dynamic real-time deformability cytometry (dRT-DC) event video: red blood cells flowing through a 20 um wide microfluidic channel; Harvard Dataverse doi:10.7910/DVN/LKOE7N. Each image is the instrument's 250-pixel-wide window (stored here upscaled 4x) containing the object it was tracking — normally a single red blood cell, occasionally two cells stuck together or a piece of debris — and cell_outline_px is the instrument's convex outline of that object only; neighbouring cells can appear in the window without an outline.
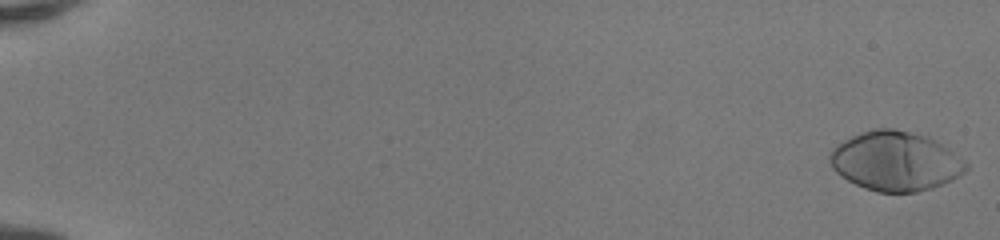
{"species": "human", "species_latin": "Homo sapiens", "temperature_condition": "room temperature", "stored_images_in_passage": 51, "camera_frame_rate_fps": 3000, "um_per_image_px": 0.085, "donor": {"sex": "female"}, "frame": {"image": 1, "passage_image": 1, "time_ms": 0.0, "image_size_px": [1000, 240], "cell_outline_px": [[968, 168], [964, 172], [952, 180], [932, 188], [916, 192], [876, 192], [864, 188], [840, 176], [832, 168], [828, 160], [828, 156], [832, 148], [844, 140], [860, 132], [872, 128], [892, 128], [928, 136], [936, 140], [964, 160], [968, 164]], "centroid_in_image_um": [76.09, 13.69], "position_along_channel_um": 8.9, "area_um2": 47.22}}
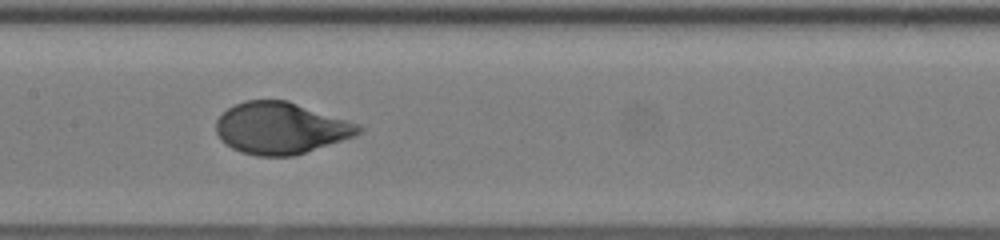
{"frame": {"image": 2, "passage_image": 28, "time_ms": 9.0, "image_size_px": [1000, 240], "cell_outline_px": [[364, 128], [356, 136], [292, 156], [256, 156], [240, 152], [224, 144], [220, 140], [216, 132], [216, 120], [228, 108], [236, 104], [248, 100], [288, 100], [360, 124]], "centroid_in_image_um": [23.86, 10.89], "position_along_channel_um": 183.5, "area_um2": 43.0}}
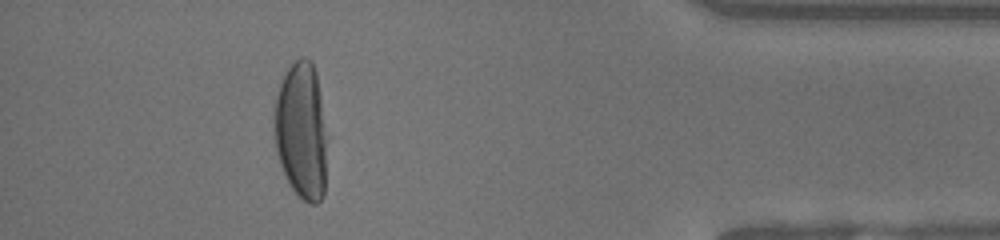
{"frame": {"image": 3, "passage_image": 47, "time_ms": 15.333, "image_size_px": [1000, 240], "cell_outline_px": [[328, 136], [324, 196], [316, 204], [308, 204], [288, 184], [280, 164], [276, 148], [272, 128], [276, 96], [284, 72], [300, 56], [304, 56], [312, 60], [316, 72]], "centroid_in_image_um": [25.63, 11.12], "position_along_channel_um": 409.6, "area_um2": 43.35}, "authors_computed_cell_mechanics": {"area_um2": 43.928, "velocity_mm_per_s": 4.1465, "shape_relaxation_time_tau1_ms": 2.8955, "shape_relaxation_time_tau2_ms": null, "deformation_change_tau1": 0.2234, "deformation_change_tau2": null}}